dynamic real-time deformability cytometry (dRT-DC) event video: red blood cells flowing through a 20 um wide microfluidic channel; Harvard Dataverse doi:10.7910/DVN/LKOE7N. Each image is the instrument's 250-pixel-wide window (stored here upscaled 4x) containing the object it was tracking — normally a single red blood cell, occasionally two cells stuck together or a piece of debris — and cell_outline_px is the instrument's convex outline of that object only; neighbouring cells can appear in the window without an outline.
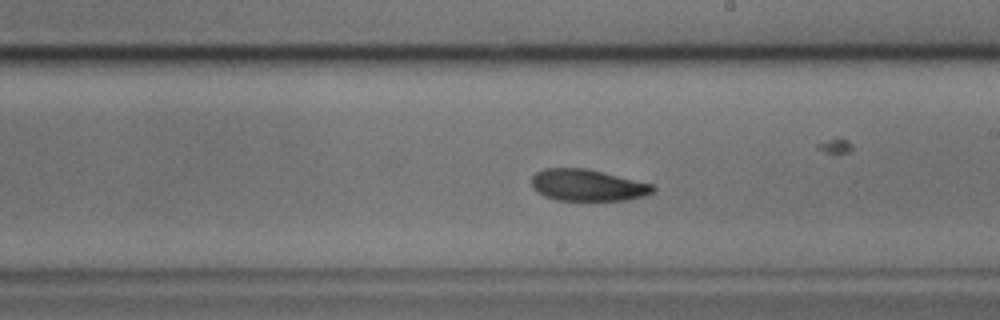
{"species": "common noctule bat (a hibernating species)", "species_latin": "Nyctalus noctula", "temperature_condition": "cold", "stored_images_in_passage": 35, "camera_frame_rate_fps": 3000, "um_per_image_px": 0.085, "animal": {"sex": "male", "body_mass_g": 17.9, "forearm_length_mm": 54.2}, "frame": {"image": 1, "passage_image": 30, "time_ms": 9.667, "image_size_px": [1000, 320], "cell_outline_px": [[656, 188], [652, 192], [644, 196], [628, 200], [556, 200], [544, 196], [536, 192], [532, 188], [532, 176], [536, 172], [544, 168], [588, 168], [652, 184]], "centroid_in_image_um": [49.91, 15.74], "position_along_channel_um": 239.1, "area_um2": 22.48}}